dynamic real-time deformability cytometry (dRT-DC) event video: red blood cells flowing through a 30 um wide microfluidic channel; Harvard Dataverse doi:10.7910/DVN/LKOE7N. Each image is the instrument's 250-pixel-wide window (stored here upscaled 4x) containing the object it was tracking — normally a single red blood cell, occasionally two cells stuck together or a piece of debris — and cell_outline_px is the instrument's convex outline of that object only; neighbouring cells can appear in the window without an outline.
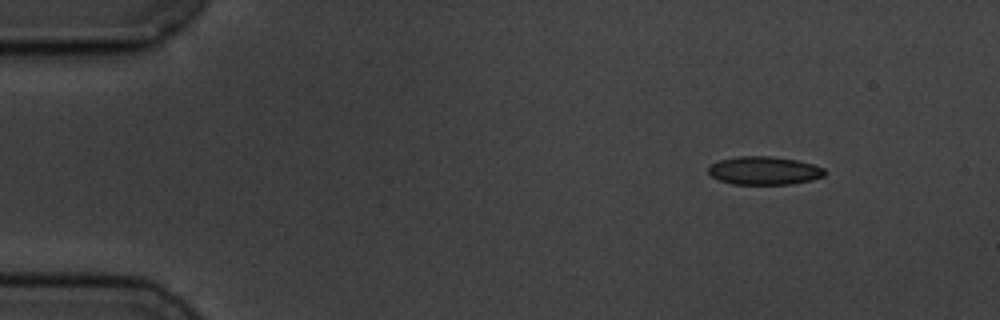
{"species": "common noctule bat (a hibernating species)", "species_latin": "Nyctalus noctula", "temperature_condition": "cold", "stored_images_in_passage": 5, "segment_of_instrument_passage": [1, 2], "camera_frame_rate_fps": 3000, "um_per_image_px": 0.085, "animal": {"sex": "male", "body_mass_g": 19.5, "forearm_length_mm": 54.6}, "frame": {"image": 1, "passage_image": 1, "time_ms": 0.0, "image_size_px": [1000, 320], "cell_outline_px": [[824, 176], [812, 180], [792, 184], [732, 184], [720, 180], [712, 176], [708, 172], [708, 168], [712, 164], [720, 160], [736, 156], [772, 156], [796, 160], [812, 164], [824, 168]], "centroid_in_image_um": [64.96, 14.5], "position_along_channel_um": 20.0, "area_um2": 19.07}}
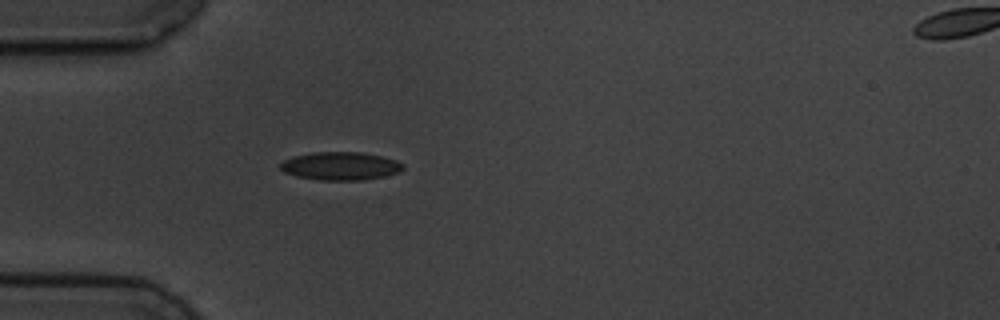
{"frame": {"image": 2, "passage_image": 4, "time_ms": 3.333, "image_size_px": [1000, 320], "cell_outline_px": [[404, 168], [400, 172], [384, 176], [364, 180], [320, 180], [296, 176], [284, 172], [280, 168], [280, 164], [284, 160], [292, 156], [312, 152], [360, 152], [380, 156], [396, 160], [404, 164]], "centroid_in_image_um": [28.94, 14.11], "position_along_channel_um": 56.1, "area_um2": 20.17}}